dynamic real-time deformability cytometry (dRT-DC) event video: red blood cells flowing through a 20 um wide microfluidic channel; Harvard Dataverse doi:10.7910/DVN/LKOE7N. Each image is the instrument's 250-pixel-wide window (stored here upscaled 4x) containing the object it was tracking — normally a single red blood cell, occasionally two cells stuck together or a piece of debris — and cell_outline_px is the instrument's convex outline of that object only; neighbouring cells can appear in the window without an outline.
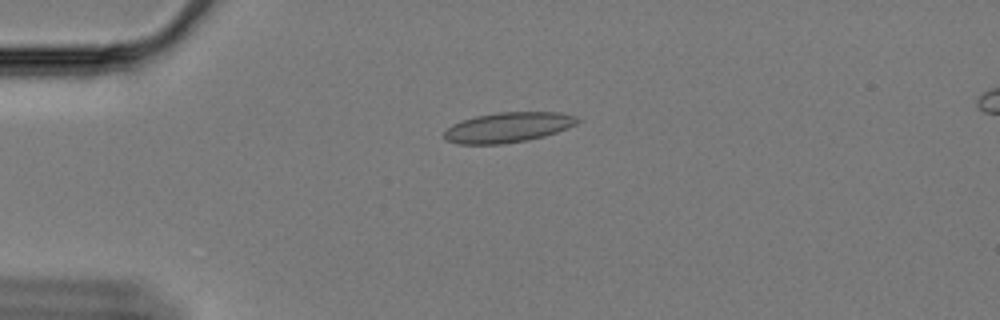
{"species": "Egyptian fruit bat (a non-hibernating species)", "species_latin": "Rousettus aegyptiacus", "temperature_condition": "cold", "stored_images_in_passage": 60, "camera_frame_rate_fps": 3000, "um_per_image_px": 0.085, "animal": {"sex": "female"}, "frame": {"image": 1, "passage_image": 15, "time_ms": 4.667, "image_size_px": [1000, 320], "cell_outline_px": [[580, 120], [576, 124], [556, 132], [544, 136], [528, 140], [500, 144], [456, 144], [444, 140], [444, 132], [452, 124], [460, 120], [476, 116], [496, 112], [560, 112], [576, 116]], "centroid_in_image_um": [43.14, 10.82], "position_along_channel_um": 41.9, "area_um2": 23.47}}
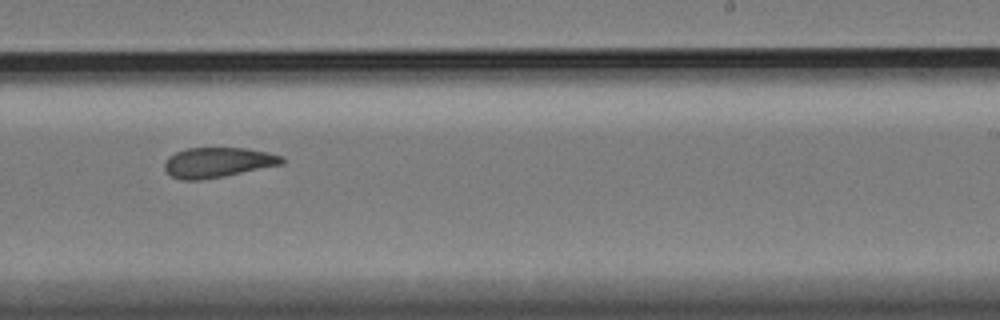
{"frame": {"image": 2, "passage_image": 38, "time_ms": 12.333, "image_size_px": [1000, 320], "cell_outline_px": [[284, 164], [224, 176], [200, 180], [180, 180], [172, 176], [164, 168], [164, 164], [168, 156], [184, 148], [248, 148], [268, 152], [284, 156]], "centroid_in_image_um": [18.53, 13.8], "position_along_channel_um": 270.5, "area_um2": 20.69}}
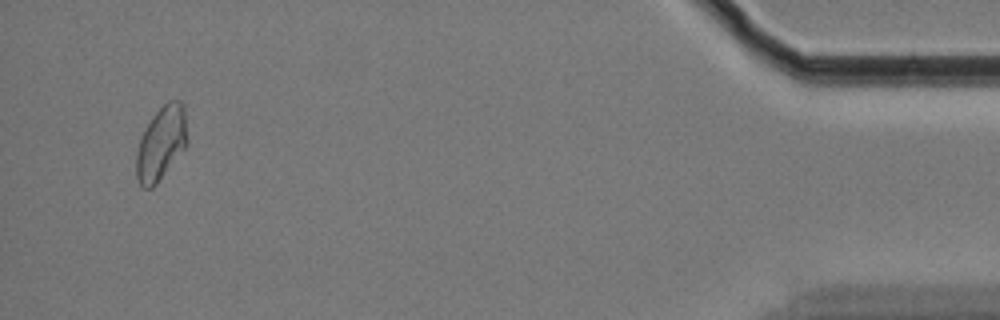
{"frame": {"image": 3, "passage_image": 58, "time_ms": 19.0, "image_size_px": [1000, 320], "cell_outline_px": [[188, 140], [184, 148], [156, 184], [152, 188], [144, 188], [140, 184], [136, 176], [136, 152], [140, 136], [144, 128], [152, 116], [168, 100], [180, 100], [184, 104]], "centroid_in_image_um": [13.69, 12.14], "position_along_channel_um": 421.5, "area_um2": 21.91}, "authors_computed_cell_mechanics": {"area_um2": 21.4727, "velocity_mm_per_s": 3.3307, "shape_relaxation_time_tau1_ms": null, "shape_relaxation_time_tau2_ms": 4.5088, "deformation_change_tau1": null, "deformation_change_tau2": 0.0954}}